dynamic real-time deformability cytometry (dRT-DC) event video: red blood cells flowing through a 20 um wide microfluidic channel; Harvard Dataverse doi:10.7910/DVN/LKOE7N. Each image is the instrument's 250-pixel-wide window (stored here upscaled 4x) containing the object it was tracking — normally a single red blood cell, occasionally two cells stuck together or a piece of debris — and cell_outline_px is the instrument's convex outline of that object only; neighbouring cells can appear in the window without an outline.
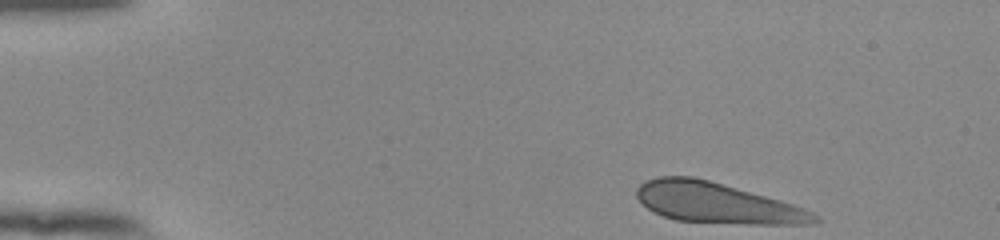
{"species": "human", "species_latin": "Homo sapiens", "temperature_condition": "room temperature", "stored_images_in_passage": 47, "camera_frame_rate_fps": 3000, "um_per_image_px": 0.085, "donor": {"sex": "female"}, "frame": {"image": 1, "passage_image": 1, "time_ms": 0.0, "image_size_px": [1000, 240], "cell_outline_px": [[820, 220], [812, 224], [748, 224], [676, 220], [664, 216], [648, 208], [636, 196], [636, 188], [644, 180], [656, 176], [692, 176], [708, 180], [780, 200], [804, 208], [820, 216]], "centroid_in_image_um": [60.93, 17.25], "position_along_channel_um": 24.1, "area_um2": 41.67}}
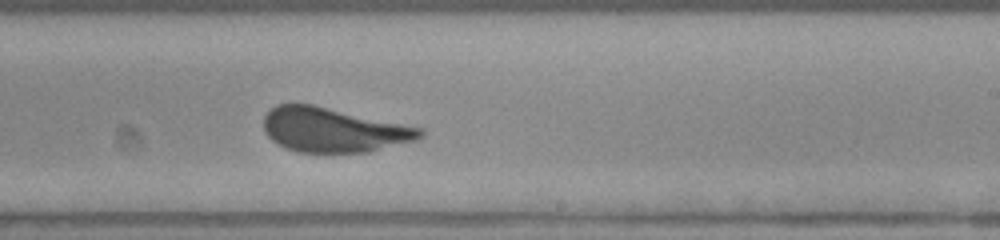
{"frame": {"image": 2, "passage_image": 27, "time_ms": 8.667, "image_size_px": [1000, 240], "cell_outline_px": [[424, 136], [416, 140], [368, 152], [300, 152], [276, 144], [264, 132], [264, 116], [276, 104], [312, 104], [424, 128]], "centroid_in_image_um": [28.36, 11.04], "position_along_channel_um": 260.6, "area_um2": 40.46}}
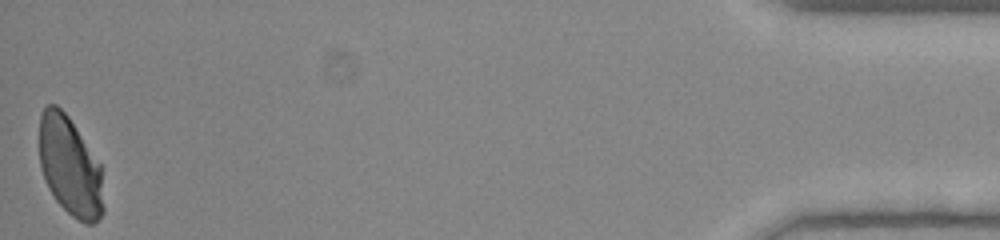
{"frame": {"image": 3, "passage_image": 47, "time_ms": 15.333, "image_size_px": [1000, 240], "cell_outline_px": [[104, 212], [92, 224], [84, 224], [72, 216], [56, 200], [48, 188], [44, 180], [40, 168], [40, 112], [48, 104], [56, 104], [68, 116], [100, 164], [104, 208]], "centroid_in_image_um": [5.94, 14.16], "position_along_channel_um": 429.3, "area_um2": 36.99}, "authors_computed_cell_mechanics": {"area_um2": 41.9628, "velocity_mm_per_s": 3.8209, "shape_relaxation_time_tau1_ms": 5.7267, "shape_relaxation_time_tau2_ms": null, "deformation_change_tau1": 0.1558, "deformation_change_tau2": null}}